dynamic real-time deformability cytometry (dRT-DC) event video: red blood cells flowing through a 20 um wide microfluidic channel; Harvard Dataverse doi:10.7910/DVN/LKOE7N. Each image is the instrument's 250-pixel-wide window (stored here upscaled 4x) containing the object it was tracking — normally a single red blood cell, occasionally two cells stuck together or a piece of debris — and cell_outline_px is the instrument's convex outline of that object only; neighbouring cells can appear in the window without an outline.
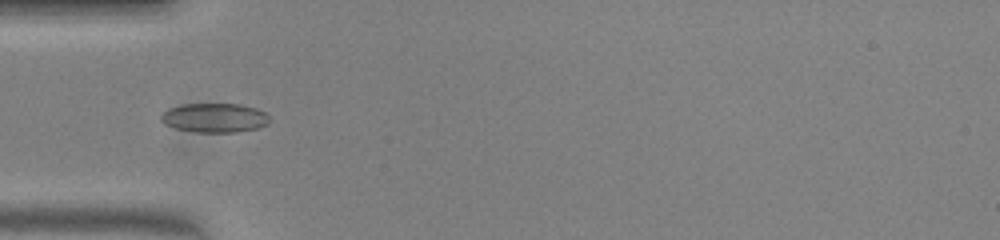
{"species": "common noctule bat (a hibernating species)", "species_latin": "Nyctalus noctula", "temperature_condition": "warm", "stored_images_in_passage": 51, "camera_frame_rate_fps": 3000, "um_per_image_px": 0.085, "animal": {"sex": "female", "body_mass_g": 23.0, "forearm_length_mm": 53.4}, "frame": {"image": 1, "passage_image": 16, "time_ms": 5.0, "image_size_px": [1000, 240], "cell_outline_px": [[268, 124], [256, 128], [236, 132], [196, 132], [176, 128], [164, 124], [160, 120], [160, 116], [168, 108], [184, 104], [240, 104], [256, 108], [264, 112], [268, 116]], "centroid_in_image_um": [18.21, 10.01], "position_along_channel_um": 66.8, "area_um2": 18.38}}
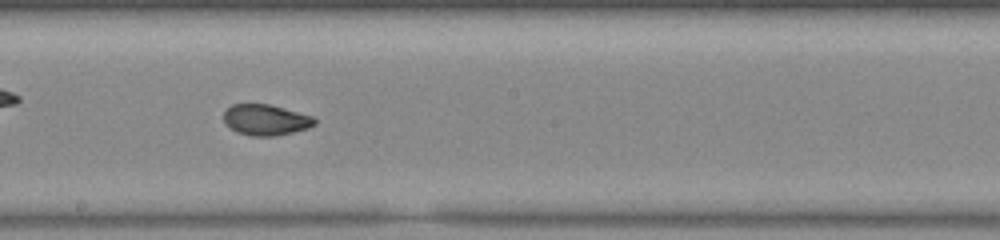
{"frame": {"image": 2, "passage_image": 28, "time_ms": 9.0, "image_size_px": [1000, 240], "cell_outline_px": [[316, 124], [308, 128], [276, 136], [252, 136], [236, 132], [224, 124], [224, 112], [232, 104], [268, 104], [284, 108], [312, 116], [316, 120]], "centroid_in_image_um": [22.57, 10.19], "position_along_channel_um": 225.6, "area_um2": 16.36}}
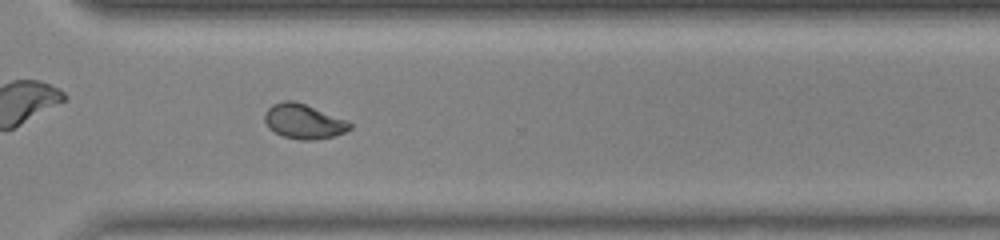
{"frame": {"image": 3, "passage_image": 37, "time_ms": 12.0, "image_size_px": [1000, 240], "cell_outline_px": [[352, 128], [344, 132], [332, 136], [316, 140], [300, 140], [284, 136], [268, 128], [264, 120], [264, 112], [272, 104], [284, 100], [292, 100], [304, 104], [348, 120], [352, 124]], "centroid_in_image_um": [25.8, 10.32], "position_along_channel_um": 344.8, "area_um2": 17.22}, "authors_computed_cell_mechanics": {"area_um2": 16.762, "velocity_mm_per_s": 3.968, "shape_relaxation_time_tau1_ms": null, "shape_relaxation_time_tau2_ms": 1.2018, "deformation_change_tau1": null, "deformation_change_tau2": 0.0413}}